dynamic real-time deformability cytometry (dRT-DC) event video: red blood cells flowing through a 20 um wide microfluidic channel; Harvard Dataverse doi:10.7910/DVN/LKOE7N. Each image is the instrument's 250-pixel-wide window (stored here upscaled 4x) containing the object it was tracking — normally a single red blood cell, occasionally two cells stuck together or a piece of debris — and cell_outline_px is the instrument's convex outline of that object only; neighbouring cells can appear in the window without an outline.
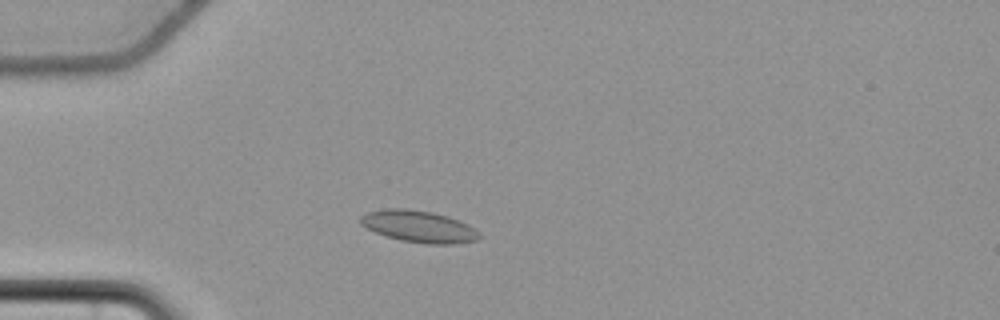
{"species": "common noctule bat (a hibernating species)", "species_latin": "Nyctalus noctula", "temperature_condition": "cold", "stored_images_in_passage": 52, "camera_frame_rate_fps": 3000, "um_per_image_px": 0.085, "animal": {"sex": "female", "body_mass_g": 22.7, "forearm_length_mm": 54.2}, "frame": {"image": 1, "passage_image": 11, "time_ms": 3.333, "image_size_px": [1000, 320], "cell_outline_px": [[480, 236], [476, 240], [456, 244], [428, 244], [400, 240], [376, 232], [360, 224], [360, 216], [368, 212], [384, 208], [404, 208], [432, 212], [448, 216], [460, 220], [468, 224]], "centroid_in_image_um": [35.58, 19.24], "position_along_channel_um": 49.4, "area_um2": 21.85}}
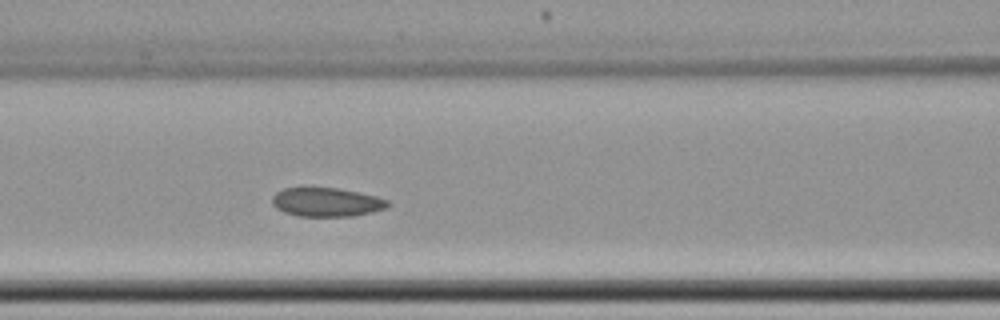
{"frame": {"image": 2, "passage_image": 20, "time_ms": 6.333, "image_size_px": [1000, 320], "cell_outline_px": [[392, 204], [384, 208], [372, 212], [352, 216], [296, 216], [284, 212], [276, 208], [272, 204], [272, 196], [276, 192], [284, 188], [340, 188], [360, 192], [376, 196], [388, 200]], "centroid_in_image_um": [27.76, 17.18], "position_along_channel_um": 138.8, "area_um2": 19.54}}
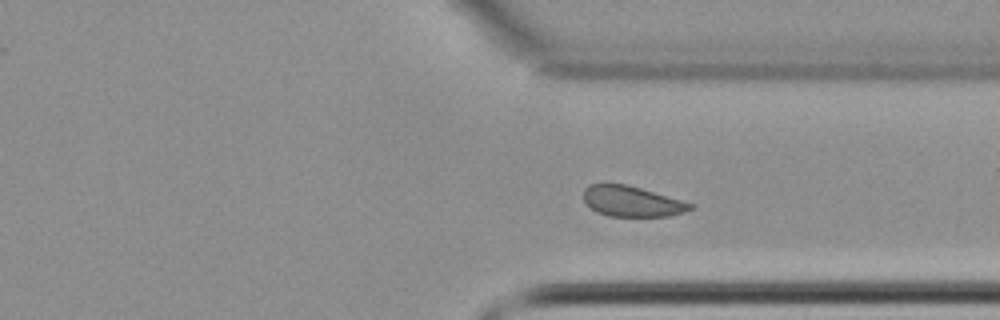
{"frame": {"image": 3, "passage_image": 38, "time_ms": 12.333, "image_size_px": [1000, 320], "cell_outline_px": [[692, 208], [684, 212], [668, 216], [608, 216], [596, 212], [584, 200], [584, 188], [588, 184], [604, 180], [624, 184], [640, 188], [680, 200], [692, 204]], "centroid_in_image_um": [53.6, 17.07], "position_along_channel_um": 357.8, "area_um2": 19.13}, "authors_computed_cell_mechanics": {"area_um2": 20.3167, "velocity_mm_per_s": 3.636, "shape_relaxation_time_tau1_ms": null, "shape_relaxation_time_tau2_ms": 4.0943, "deformation_change_tau1": null, "deformation_change_tau2": 0.0825}}